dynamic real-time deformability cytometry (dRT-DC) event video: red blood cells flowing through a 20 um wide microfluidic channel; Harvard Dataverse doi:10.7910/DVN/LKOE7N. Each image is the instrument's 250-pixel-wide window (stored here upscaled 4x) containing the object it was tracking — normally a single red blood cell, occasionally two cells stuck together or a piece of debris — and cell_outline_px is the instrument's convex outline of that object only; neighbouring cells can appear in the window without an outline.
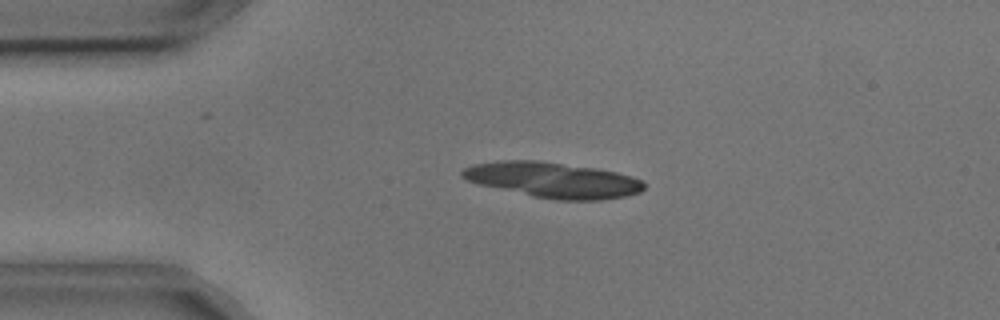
{"species": "common noctule bat (a hibernating species)", "species_latin": "Nyctalus noctula", "temperature_condition": "cold", "stored_images_in_passage": 4, "camera_frame_rate_fps": 3000, "um_per_image_px": 0.085, "animal": {"sex": "male", "body_mass_g": 17.9, "forearm_length_mm": 54.2}, "frame": {"image": 1, "passage_image": 2, "time_ms": 0.333, "image_size_px": [1000, 320], "cell_outline_px": [[644, 188], [640, 192], [624, 196], [600, 200], [556, 200], [532, 196], [480, 184], [468, 180], [460, 176], [460, 172], [464, 168], [472, 164], [500, 160], [536, 160], [596, 168], [616, 172], [632, 176], [644, 180]], "centroid_in_image_um": [47.01, 15.29], "position_along_channel_um": 38.0, "area_um2": 37.51}}